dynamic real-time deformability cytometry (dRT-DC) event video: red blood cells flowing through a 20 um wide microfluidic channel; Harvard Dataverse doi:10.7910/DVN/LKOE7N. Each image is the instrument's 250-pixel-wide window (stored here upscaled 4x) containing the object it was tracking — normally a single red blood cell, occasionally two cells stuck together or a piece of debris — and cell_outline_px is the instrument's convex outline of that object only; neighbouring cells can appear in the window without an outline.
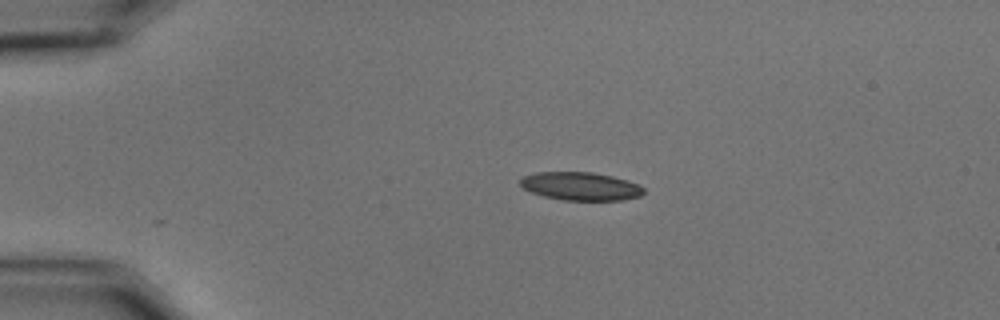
{"species": "common noctule bat (a hibernating species)", "species_latin": "Nyctalus noctula", "temperature_condition": "cold", "stored_images_in_passage": 46, "camera_frame_rate_fps": 3000, "um_per_image_px": 0.085, "animal": {"sex": "male", "body_mass_g": 15.6}, "frame": {"image": 1, "passage_image": 1, "time_ms": 0.0, "image_size_px": [1000, 320], "cell_outline_px": [[644, 192], [640, 196], [620, 200], [564, 200], [544, 196], [532, 192], [524, 188], [520, 184], [520, 176], [536, 172], [592, 172], [612, 176], [628, 180], [640, 184], [644, 188]], "centroid_in_image_um": [49.35, 15.82], "position_along_channel_um": 35.6, "area_um2": 20.35}}
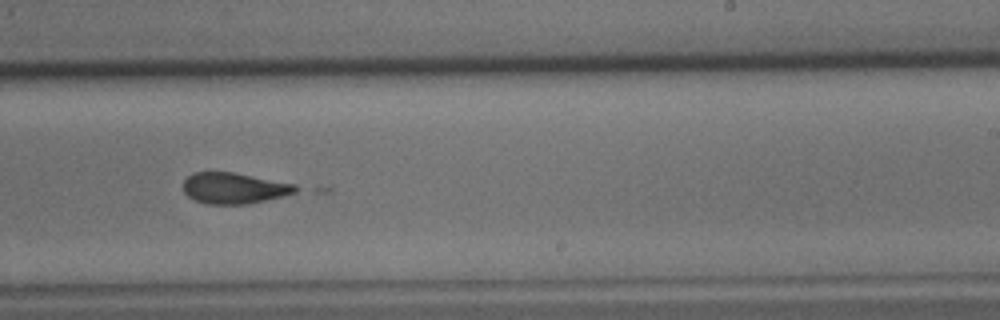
{"frame": {"image": 2, "passage_image": 25, "time_ms": 8.0, "image_size_px": [1000, 320], "cell_outline_px": [[304, 188], [296, 192], [248, 204], [204, 204], [188, 196], [184, 192], [184, 180], [192, 172], [232, 172], [296, 184]], "centroid_in_image_um": [19.91, 15.99], "position_along_channel_um": 269.1, "area_um2": 20.29}}
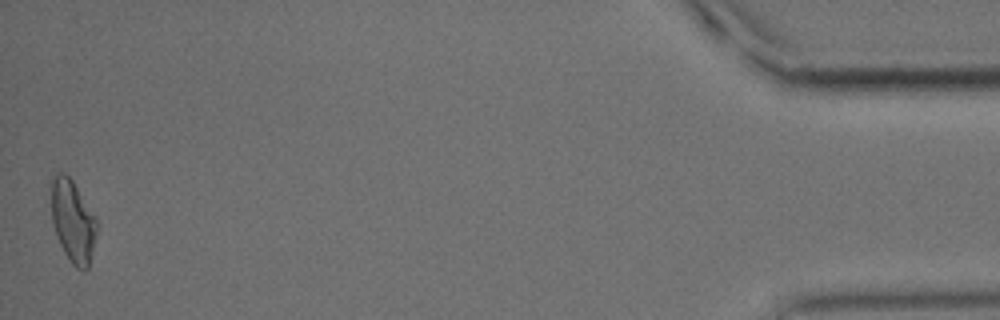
{"frame": {"image": 3, "passage_image": 46, "time_ms": 15.0, "image_size_px": [1000, 320], "cell_outline_px": [[96, 236], [88, 268], [84, 272], [76, 268], [68, 260], [56, 236], [52, 220], [52, 180], [56, 172], [64, 172], [72, 180], [96, 220]], "centroid_in_image_um": [6.18, 18.85], "position_along_channel_um": 429.0, "area_um2": 21.44}, "authors_computed_cell_mechanics": {"area_um2": 21.5016, "velocity_mm_per_s": 3.4963, "shape_relaxation_time_tau1_ms": 6.1281, "shape_relaxation_time_tau2_ms": 1.108, "deformation_change_tau1": 0.2046, "deformation_change_tau2": 0.0796}}